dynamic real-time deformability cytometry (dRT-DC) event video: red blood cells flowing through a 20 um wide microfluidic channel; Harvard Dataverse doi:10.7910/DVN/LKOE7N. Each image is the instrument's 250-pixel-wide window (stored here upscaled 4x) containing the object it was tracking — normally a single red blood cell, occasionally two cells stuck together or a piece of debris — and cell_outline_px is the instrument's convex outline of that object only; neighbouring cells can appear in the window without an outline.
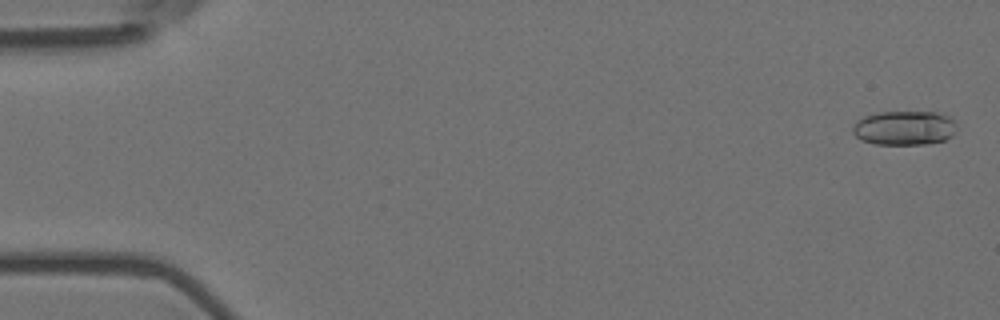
{"species": "Egyptian fruit bat (a non-hibernating species)", "species_latin": "Rousettus aegyptiacus", "temperature_condition": "room temperature", "stored_images_in_passage": 9, "camera_frame_rate_fps": 3000, "um_per_image_px": 0.085, "animal": {"sex": "female"}, "frame": {"image": 1, "passage_image": 1, "time_ms": 0.0, "image_size_px": [1000, 320], "cell_outline_px": [[956, 124], [952, 136], [944, 140], [928, 144], [876, 144], [860, 140], [852, 132], [852, 124], [864, 116], [880, 112], [936, 112], [952, 116], [956, 120]], "centroid_in_image_um": [76.88, 10.87], "position_along_channel_um": 8.1, "area_um2": 21.04}}
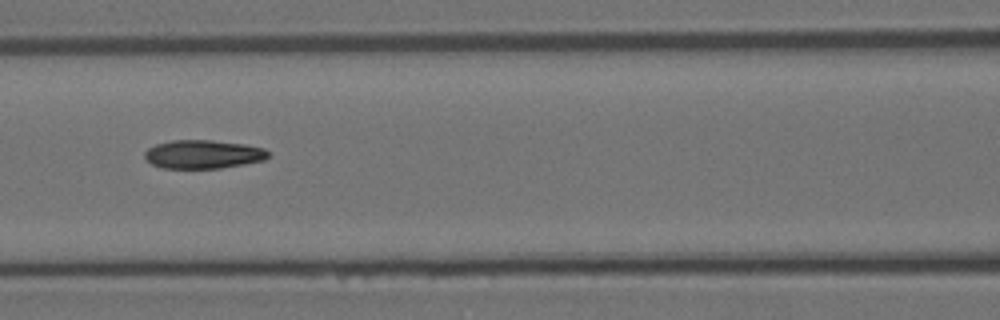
{"frame": {"image": 2, "passage_image": 7, "time_ms": 2.0, "image_size_px": [1000, 320], "cell_outline_px": [[268, 156], [264, 160], [244, 164], [220, 168], [160, 168], [152, 164], [144, 156], [144, 152], [148, 148], [156, 144], [172, 140], [212, 140], [244, 144], [264, 148], [268, 152]], "centroid_in_image_um": [17.25, 13.11], "position_along_channel_um": 149.4, "area_um2": 20.52}}
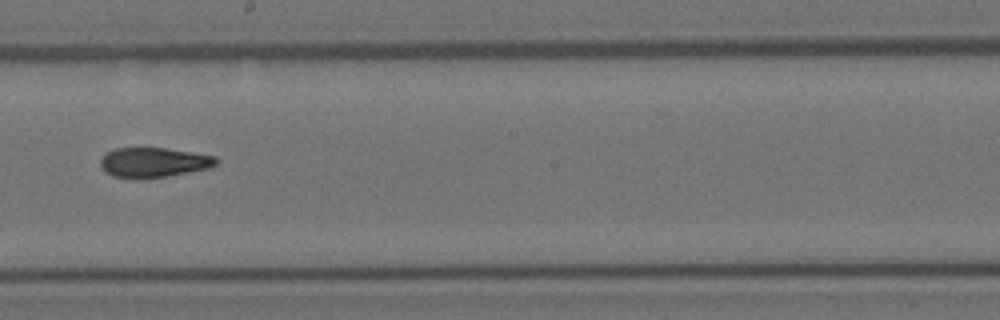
{"frame": {"image": 3, "passage_image": 9, "time_ms": 2.667, "image_size_px": [1000, 320], "cell_outline_px": [[220, 160], [216, 164], [208, 168], [168, 176], [144, 180], [136, 180], [112, 176], [104, 172], [100, 168], [100, 160], [108, 152], [116, 148], [164, 148], [192, 152], [216, 156]], "centroid_in_image_um": [13.03, 13.83], "position_along_channel_um": 235.2, "area_um2": 20.46}}